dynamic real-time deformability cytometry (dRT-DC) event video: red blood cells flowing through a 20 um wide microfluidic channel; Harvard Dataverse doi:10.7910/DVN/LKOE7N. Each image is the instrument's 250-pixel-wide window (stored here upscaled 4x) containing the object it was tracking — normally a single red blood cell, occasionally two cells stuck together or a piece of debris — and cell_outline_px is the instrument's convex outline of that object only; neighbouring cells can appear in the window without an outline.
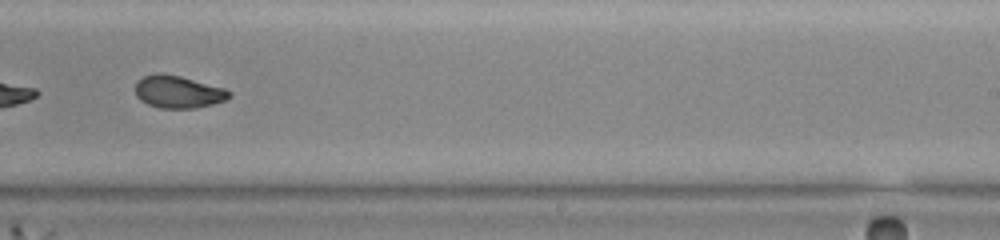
{"species": "common noctule bat (a hibernating species)", "species_latin": "Nyctalus noctula", "temperature_condition": "warm", "stored_images_in_passage": 36, "camera_frame_rate_fps": 3000, "um_per_image_px": 0.085, "animal": {"sex": "female", "body_mass_g": 23.0, "forearm_length_mm": 53.4}, "frame": {"image": 1, "passage_image": 33, "time_ms": 10.667, "image_size_px": [1000, 240], "cell_outline_px": [[232, 96], [224, 100], [212, 104], [196, 108], [160, 108], [148, 104], [140, 100], [136, 96], [136, 80], [144, 76], [156, 72], [180, 76], [224, 88], [232, 92]], "centroid_in_image_um": [15.13, 7.8], "position_along_channel_um": 273.9, "area_um2": 17.74}}